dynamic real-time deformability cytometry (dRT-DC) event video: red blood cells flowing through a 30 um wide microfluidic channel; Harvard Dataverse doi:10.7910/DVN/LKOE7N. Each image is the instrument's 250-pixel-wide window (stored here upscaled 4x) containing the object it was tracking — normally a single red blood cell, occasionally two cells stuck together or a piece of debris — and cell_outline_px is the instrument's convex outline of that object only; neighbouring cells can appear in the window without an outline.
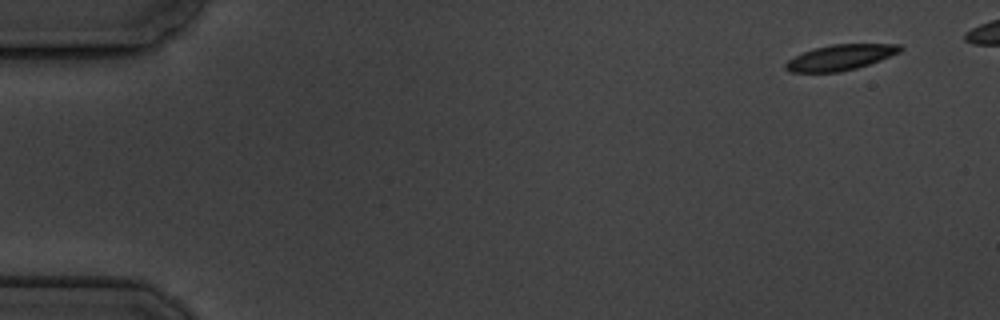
{"species": "common noctule bat (a hibernating species)", "species_latin": "Nyctalus noctula", "temperature_condition": "cold", "stored_images_in_passage": 6, "camera_frame_rate_fps": 3000, "um_per_image_px": 0.085, "animal": {"sex": "male", "body_mass_g": 19.5, "forearm_length_mm": 54.6}, "frame": {"image": 1, "passage_image": 1, "time_ms": 0.0, "image_size_px": [1000, 320], "cell_outline_px": [[904, 48], [900, 52], [880, 60], [856, 68], [840, 72], [792, 72], [784, 68], [784, 64], [788, 60], [804, 52], [816, 48], [832, 44], [900, 44]], "centroid_in_image_um": [71.45, 4.88], "position_along_channel_um": 13.6, "area_um2": 16.88}}